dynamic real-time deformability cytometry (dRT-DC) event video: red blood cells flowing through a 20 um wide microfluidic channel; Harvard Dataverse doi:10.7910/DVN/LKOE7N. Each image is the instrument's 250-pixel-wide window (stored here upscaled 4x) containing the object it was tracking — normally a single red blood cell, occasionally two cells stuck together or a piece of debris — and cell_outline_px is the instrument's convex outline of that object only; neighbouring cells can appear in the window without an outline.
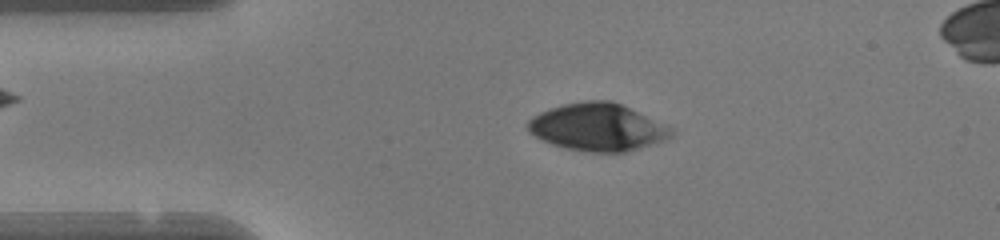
{"species": "human", "species_latin": "Homo sapiens", "temperature_condition": "warm", "stored_images_in_passage": 46, "camera_frame_rate_fps": 3000, "um_per_image_px": 0.085, "donor": {"sex": "female"}, "frame": {"image": 1, "passage_image": 8, "time_ms": 2.333, "image_size_px": [1000, 240], "cell_outline_px": [[676, 132], [672, 136], [664, 140], [624, 152], [588, 152], [568, 148], [552, 144], [528, 132], [528, 120], [532, 116], [548, 108], [580, 100], [612, 100], [664, 124], [672, 128]], "centroid_in_image_um": [50.78, 10.79], "position_along_channel_um": 34.2, "area_um2": 39.42}}
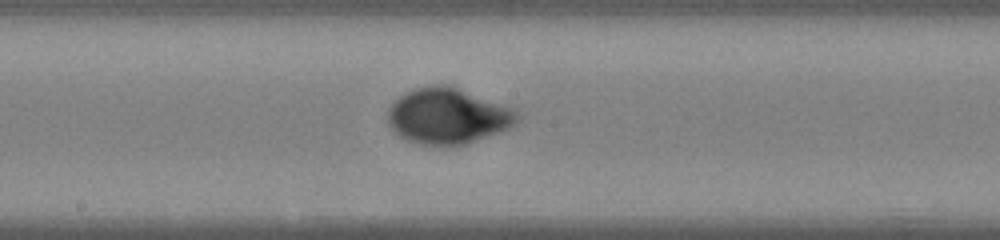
{"frame": {"image": 2, "passage_image": 23, "time_ms": 7.333, "image_size_px": [1000, 240], "cell_outline_px": [[520, 120], [516, 124], [508, 128], [468, 144], [420, 144], [404, 140], [388, 124], [388, 108], [404, 92], [416, 88], [432, 84], [448, 84], [516, 108], [520, 116]], "centroid_in_image_um": [38.1, 9.84], "position_along_channel_um": 210.1, "area_um2": 42.31}}
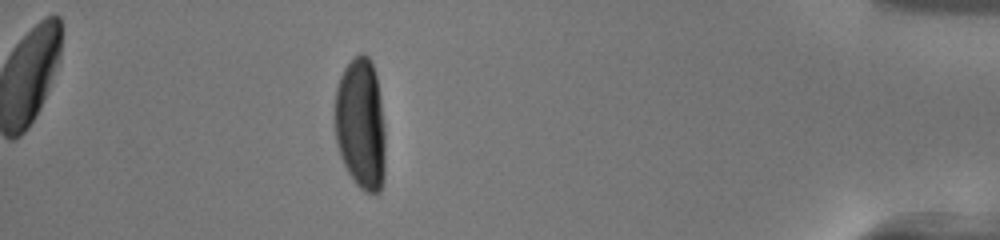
{"frame": {"image": 3, "passage_image": 41, "time_ms": 13.333, "image_size_px": [1000, 240], "cell_outline_px": [[384, 180], [380, 192], [364, 192], [356, 184], [348, 172], [340, 156], [336, 144], [336, 88], [340, 76], [344, 68], [360, 52], [364, 52], [368, 56], [372, 64], [376, 76], [380, 96], [384, 124]], "centroid_in_image_um": [30.67, 10.56], "position_along_channel_um": 404.5, "area_um2": 38.67}, "authors_computed_cell_mechanics": {"area_um2": 39.7953, "velocity_mm_per_s": 4.176, "shape_relaxation_time_tau1_ms": 4.5003, "shape_relaxation_time_tau2_ms": null, "deformation_change_tau1": 0.2605, "deformation_change_tau2": null}}